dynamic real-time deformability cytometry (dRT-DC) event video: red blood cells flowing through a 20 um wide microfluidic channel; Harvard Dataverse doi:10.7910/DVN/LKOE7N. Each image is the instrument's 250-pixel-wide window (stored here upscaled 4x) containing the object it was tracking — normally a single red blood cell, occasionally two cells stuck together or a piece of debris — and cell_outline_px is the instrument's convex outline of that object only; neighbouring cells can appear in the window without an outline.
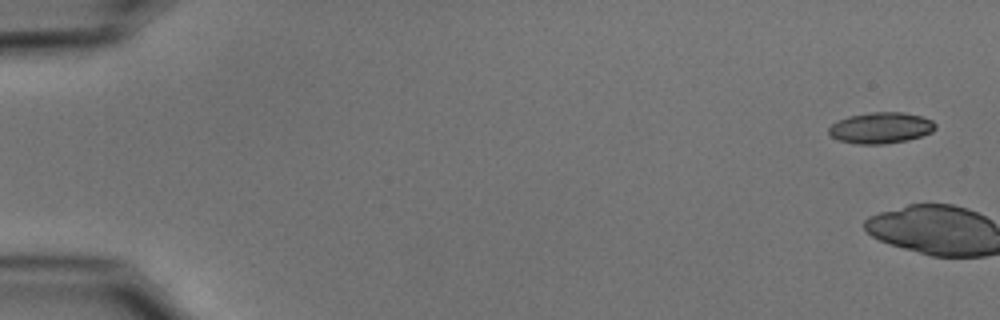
{"species": "common noctule bat (a hibernating species)", "species_latin": "Nyctalus noctula", "temperature_condition": "cold", "stored_images_in_passage": 3, "camera_frame_rate_fps": 3000, "um_per_image_px": 0.085, "animal": {"sex": "male", "body_mass_g": 15.6}, "frame": {"image": 1, "passage_image": 1, "time_ms": 0.0, "image_size_px": [1000, 320], "cell_outline_px": [[936, 128], [932, 132], [908, 140], [884, 144], [860, 144], [836, 140], [828, 132], [828, 128], [832, 124], [848, 116], [872, 112], [904, 112], [920, 116], [932, 120], [936, 124]], "centroid_in_image_um": [74.87, 10.87], "position_along_channel_um": 10.1, "area_um2": 19.31}}